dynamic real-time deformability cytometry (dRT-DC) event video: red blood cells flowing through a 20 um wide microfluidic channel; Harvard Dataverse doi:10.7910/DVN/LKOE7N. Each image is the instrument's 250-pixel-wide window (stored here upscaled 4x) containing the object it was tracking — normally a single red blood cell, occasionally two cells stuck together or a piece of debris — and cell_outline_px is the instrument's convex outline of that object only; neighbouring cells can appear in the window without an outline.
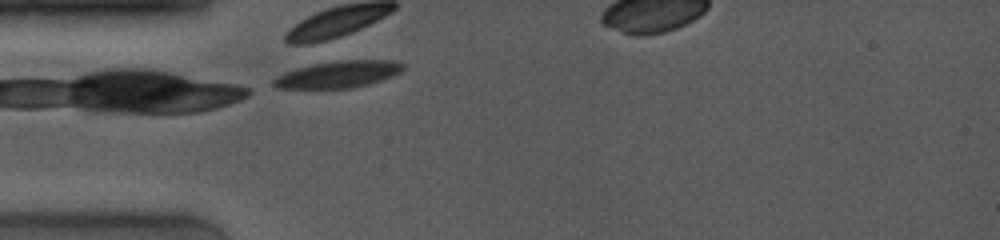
{"species": "common noctule bat (a hibernating species)", "species_latin": "Nyctalus noctula", "temperature_condition": "room temperature", "stored_images_in_passage": 3, "camera_frame_rate_fps": 4000, "um_per_image_px": 0.085, "animal": {"sex": "female", "body_mass_g": 19.0, "forearm_length_mm": 53.3}, "frame": {"image": 1, "passage_image": 1, "time_ms": 0.0, "image_size_px": [1000, 240], "cell_outline_px": [[404, 68], [400, 72], [392, 76], [368, 84], [352, 88], [276, 88], [272, 84], [272, 80], [276, 76], [284, 72], [296, 68], [316, 64], [344, 60], [396, 60], [404, 64]], "centroid_in_image_um": [28.75, 6.32], "position_along_channel_um": 56.2, "area_um2": 20.11}}